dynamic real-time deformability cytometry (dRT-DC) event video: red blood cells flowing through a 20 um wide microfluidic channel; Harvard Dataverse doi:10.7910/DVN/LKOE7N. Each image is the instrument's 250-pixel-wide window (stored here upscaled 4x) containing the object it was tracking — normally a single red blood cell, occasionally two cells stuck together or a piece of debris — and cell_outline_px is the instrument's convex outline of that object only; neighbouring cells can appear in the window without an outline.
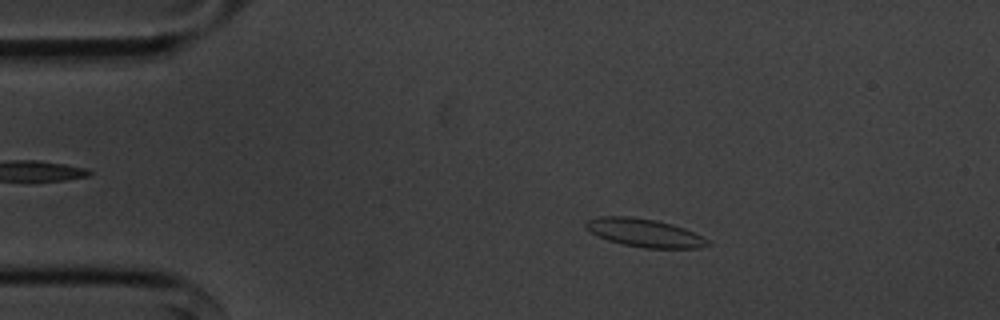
{"species": "common noctule bat (a hibernating species)", "species_latin": "Nyctalus noctula", "temperature_condition": "cold", "stored_images_in_passage": 54, "camera_frame_rate_fps": 3000, "um_per_image_px": 0.085, "animal": {"sex": "male", "body_mass_g": 20.1, "forearm_length_mm": 53.5}, "frame": {"image": 1, "passage_image": 9, "time_ms": 2.667, "image_size_px": [1000, 320], "cell_outline_px": [[712, 244], [700, 248], [644, 248], [620, 244], [608, 240], [592, 232], [584, 224], [584, 220], [600, 216], [632, 216], [656, 220], [672, 224], [684, 228], [704, 236], [712, 240]], "centroid_in_image_um": [54.84, 19.79], "position_along_channel_um": 30.2, "area_um2": 20.29}}
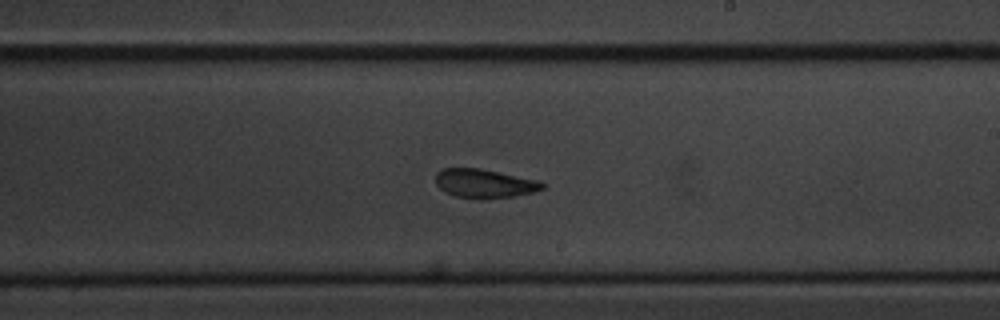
{"frame": {"image": 2, "passage_image": 31, "time_ms": 10.0, "image_size_px": [1000, 320], "cell_outline_px": [[544, 188], [532, 192], [512, 196], [484, 200], [480, 200], [456, 196], [444, 192], [436, 184], [436, 172], [440, 168], [480, 168], [540, 180], [544, 184]], "centroid_in_image_um": [41.15, 15.6], "position_along_channel_um": 247.8, "area_um2": 18.21}}
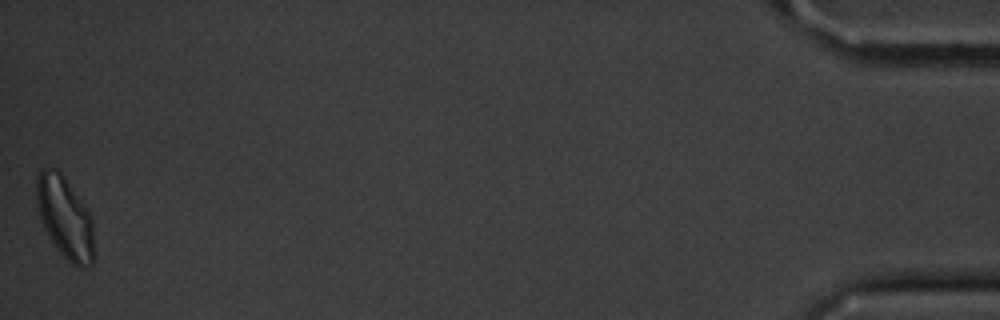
{"frame": {"image": 3, "passage_image": 54, "time_ms": 17.667, "image_size_px": [1000, 320], "cell_outline_px": [[96, 256], [92, 264], [84, 268], [76, 268], [56, 248], [44, 228], [40, 216], [36, 200], [36, 176], [40, 168], [56, 168], [64, 176], [88, 212], [92, 220]], "centroid_in_image_um": [5.54, 18.53], "position_along_channel_um": 429.7, "area_um2": 27.63}, "authors_computed_cell_mechanics": {"area_um2": 19.2474, "velocity_mm_per_s": 3.6086, "shape_relaxation_time_tau1_ms": 3.7586, "shape_relaxation_time_tau2_ms": 3.2605, "deformation_change_tau1": 0.1122, "deformation_change_tau2": 0.0818}}